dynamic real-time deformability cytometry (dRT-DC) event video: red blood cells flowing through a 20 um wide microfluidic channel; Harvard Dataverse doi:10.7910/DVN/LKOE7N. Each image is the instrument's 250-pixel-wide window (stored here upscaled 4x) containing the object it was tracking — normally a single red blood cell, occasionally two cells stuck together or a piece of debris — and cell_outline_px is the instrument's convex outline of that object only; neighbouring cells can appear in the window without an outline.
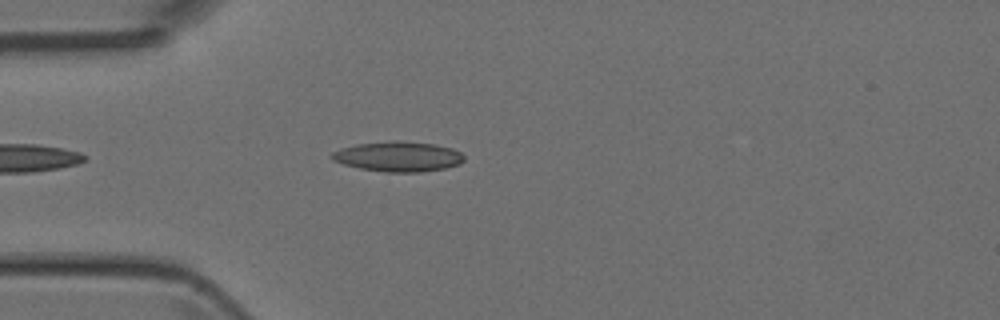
{"species": "Egyptian fruit bat (a non-hibernating species)", "species_latin": "Rousettus aegyptiacus", "temperature_condition": "room temperature", "stored_images_in_passage": 13, "camera_frame_rate_fps": 3000, "um_per_image_px": 0.085, "animal": {"sex": "female"}, "frame": {"image": 1, "passage_image": 4, "time_ms": 1.0, "image_size_px": [1000, 320], "cell_outline_px": [[464, 160], [460, 164], [444, 168], [420, 172], [384, 172], [360, 168], [344, 164], [332, 160], [328, 156], [332, 152], [340, 148], [356, 144], [392, 140], [400, 140], [436, 144], [452, 148], [460, 152], [464, 156]], "centroid_in_image_um": [33.83, 13.29], "position_along_channel_um": 51.2, "area_um2": 23.41}}
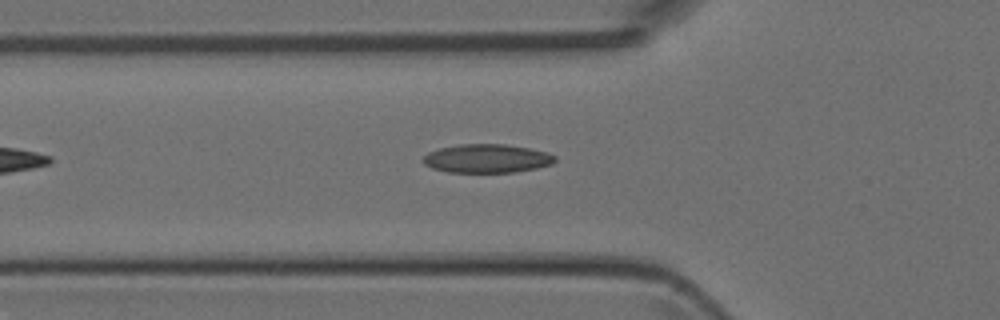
{"frame": {"image": 2, "passage_image": 7, "time_ms": 2.0, "image_size_px": [1000, 320], "cell_outline_px": [[556, 160], [552, 164], [536, 168], [512, 172], [448, 172], [432, 168], [424, 164], [420, 160], [428, 152], [440, 148], [460, 144], [504, 144], [528, 148], [548, 152], [556, 156]], "centroid_in_image_um": [41.37, 13.47], "position_along_channel_um": 84.4, "area_um2": 22.02}}
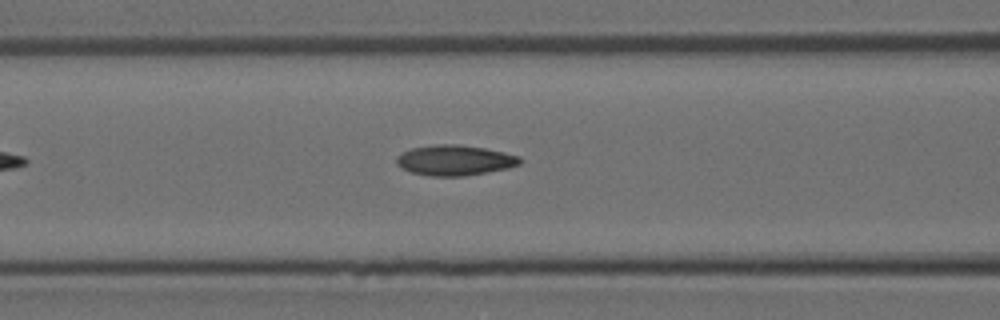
{"frame": {"image": 3, "passage_image": 10, "time_ms": 3.0, "image_size_px": [1000, 320], "cell_outline_px": [[524, 160], [520, 164], [508, 168], [464, 176], [428, 176], [412, 172], [400, 168], [396, 164], [396, 156], [412, 148], [436, 144], [460, 144], [484, 148], [504, 152], [520, 156]], "centroid_in_image_um": [38.66, 13.62], "position_along_channel_um": 127.9, "area_um2": 21.96}}